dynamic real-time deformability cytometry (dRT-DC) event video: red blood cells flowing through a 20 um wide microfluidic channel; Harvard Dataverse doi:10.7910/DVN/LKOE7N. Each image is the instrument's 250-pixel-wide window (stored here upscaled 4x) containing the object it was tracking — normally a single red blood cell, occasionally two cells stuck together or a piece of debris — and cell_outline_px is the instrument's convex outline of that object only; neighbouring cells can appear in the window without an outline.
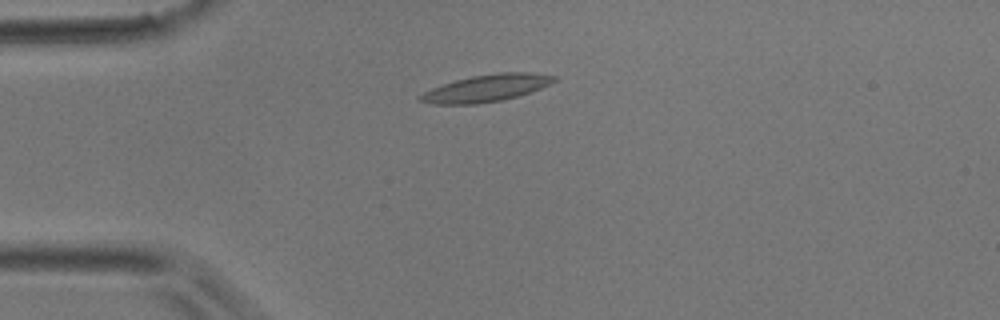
{"species": "common noctule bat (a hibernating species)", "species_latin": "Nyctalus noctula", "temperature_condition": "room temperature", "stored_images_in_passage": 1, "camera_frame_rate_fps": 3000, "um_per_image_px": 0.085, "animal": {"sex": "male", "body_mass_g": 17.9}, "frame": {"image": 1, "passage_image": 1, "time_ms": 0.0, "image_size_px": [1000, 320], "cell_outline_px": [[556, 80], [540, 88], [516, 96], [500, 100], [476, 104], [436, 104], [420, 100], [416, 96], [432, 88], [456, 80], [472, 76], [496, 72], [528, 72], [556, 76]], "centroid_in_image_um": [41.32, 7.48], "position_along_channel_um": 43.7, "area_um2": 20.69}}